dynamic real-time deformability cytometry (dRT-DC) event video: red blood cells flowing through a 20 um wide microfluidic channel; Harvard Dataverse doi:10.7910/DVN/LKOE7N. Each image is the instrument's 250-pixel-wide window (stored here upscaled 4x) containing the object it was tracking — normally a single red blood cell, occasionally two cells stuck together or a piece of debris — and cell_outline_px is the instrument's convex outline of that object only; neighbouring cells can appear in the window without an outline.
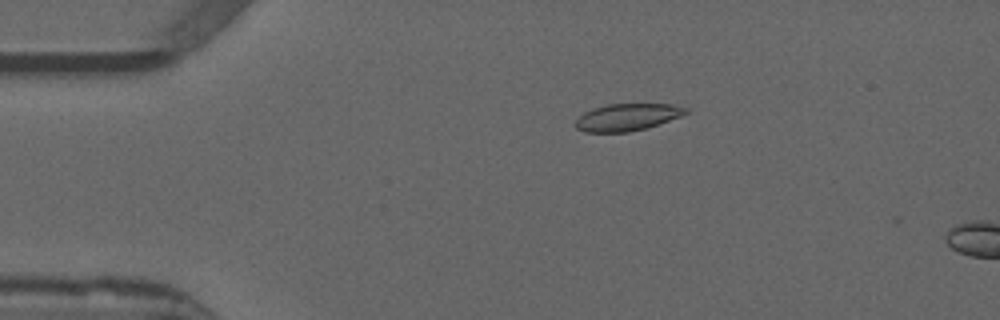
{"species": "common noctule bat (a hibernating species)", "species_latin": "Nyctalus noctula", "temperature_condition": "warm", "stored_images_in_passage": 4, "camera_frame_rate_fps": 3000, "um_per_image_px": 0.085, "animal": {"sex": "male", "forearm_length_mm": 52.5}, "frame": {"image": 1, "passage_image": 1, "time_ms": 0.0, "image_size_px": [1000, 320], "cell_outline_px": [[688, 112], [680, 116], [644, 128], [628, 132], [584, 132], [576, 128], [572, 124], [584, 112], [592, 108], [608, 104], [672, 104], [688, 108]], "centroid_in_image_um": [53.25, 9.95], "position_along_channel_um": 31.8, "area_um2": 17.28}}